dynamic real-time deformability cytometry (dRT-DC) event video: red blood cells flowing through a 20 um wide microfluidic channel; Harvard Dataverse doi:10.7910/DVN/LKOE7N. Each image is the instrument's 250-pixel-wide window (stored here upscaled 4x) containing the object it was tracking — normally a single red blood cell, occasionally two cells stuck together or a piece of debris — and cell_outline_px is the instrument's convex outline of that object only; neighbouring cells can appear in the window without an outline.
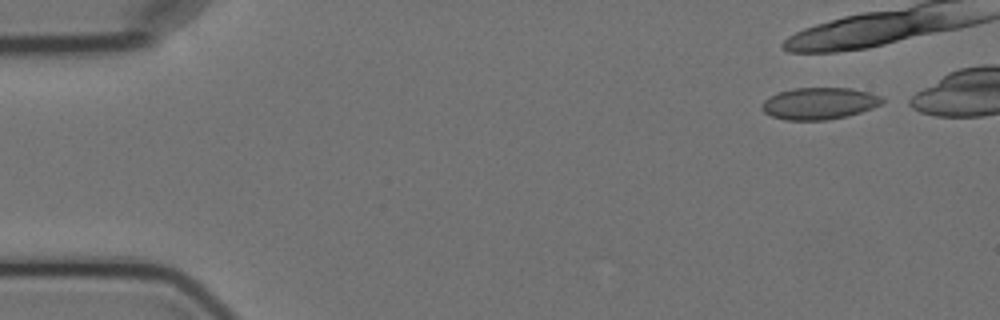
{"species": "Egyptian fruit bat (a non-hibernating species)", "species_latin": "Rousettus aegyptiacus", "temperature_condition": "cold", "stored_images_in_passage": 4, "camera_frame_rate_fps": 3000, "um_per_image_px": 0.085, "animal": {"sex": "female"}, "frame": {"image": 1, "passage_image": 1, "time_ms": 0.0, "image_size_px": [1000, 320], "cell_outline_px": [[884, 100], [880, 104], [872, 108], [848, 116], [824, 120], [788, 120], [772, 116], [764, 112], [760, 108], [760, 104], [764, 100], [780, 92], [792, 88], [852, 88], [884, 96]], "centroid_in_image_um": [69.64, 8.79], "position_along_channel_um": 15.4, "area_um2": 22.31}}